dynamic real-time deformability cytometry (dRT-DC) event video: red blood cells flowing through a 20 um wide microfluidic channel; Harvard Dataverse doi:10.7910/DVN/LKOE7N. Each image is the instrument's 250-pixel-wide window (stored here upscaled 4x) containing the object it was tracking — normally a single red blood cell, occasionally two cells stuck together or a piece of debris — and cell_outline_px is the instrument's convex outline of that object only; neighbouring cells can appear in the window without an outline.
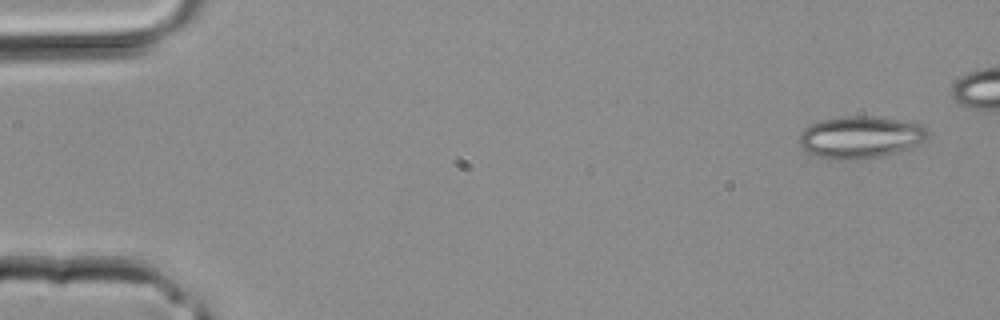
{"species": "common noctule bat (a hibernating species)", "species_latin": "Nyctalus noctula", "temperature_condition": "room temperature", "stored_images_in_passage": 3, "camera_frame_rate_fps": 3000, "um_per_image_px": 0.085, "animal": {"sex": "male", "body_mass_g": 20.4}, "frame": {"image": 1, "passage_image": 1, "time_ms": 0.0, "image_size_px": [1000, 320], "cell_outline_px": [[928, 136], [920, 144], [908, 148], [876, 156], [856, 160], [828, 160], [808, 152], [800, 148], [800, 132], [808, 124], [820, 120], [848, 116], [868, 116], [896, 120], [920, 124], [928, 128]], "centroid_in_image_um": [73.08, 11.66], "position_along_channel_um": 11.9, "area_um2": 31.39}}